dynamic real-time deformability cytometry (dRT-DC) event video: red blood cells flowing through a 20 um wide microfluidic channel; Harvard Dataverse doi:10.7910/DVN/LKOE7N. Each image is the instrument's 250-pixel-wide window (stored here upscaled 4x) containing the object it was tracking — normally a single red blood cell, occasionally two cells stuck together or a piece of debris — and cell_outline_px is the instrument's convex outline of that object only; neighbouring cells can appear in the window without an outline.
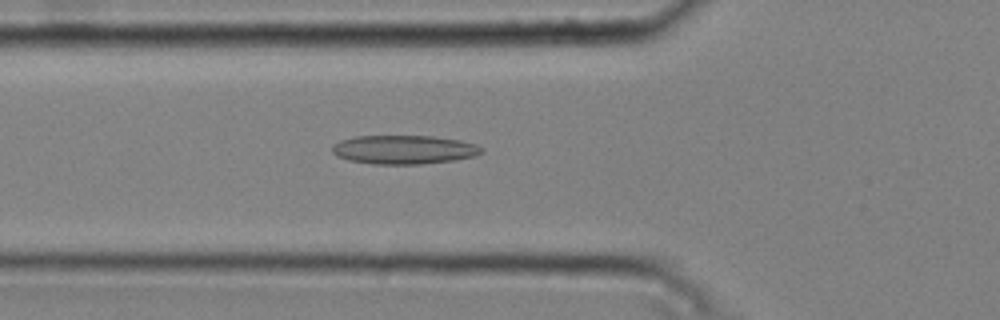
{"species": "common noctule bat (a hibernating species)", "species_latin": "Nyctalus noctula", "temperature_condition": "cold", "stored_images_in_passage": 43, "camera_frame_rate_fps": 3000, "um_per_image_px": 0.085, "animal": {"sex": "male", "body_mass_g": 20.4}, "frame": {"image": 1, "passage_image": 13, "time_ms": 4.0, "image_size_px": [1000, 320], "cell_outline_px": [[484, 152], [476, 156], [456, 160], [420, 164], [372, 164], [348, 160], [336, 156], [332, 152], [332, 144], [340, 140], [356, 136], [432, 136], [460, 140], [476, 144], [484, 148]], "centroid_in_image_um": [34.35, 12.72], "position_along_channel_um": 91.5, "area_um2": 25.37}}
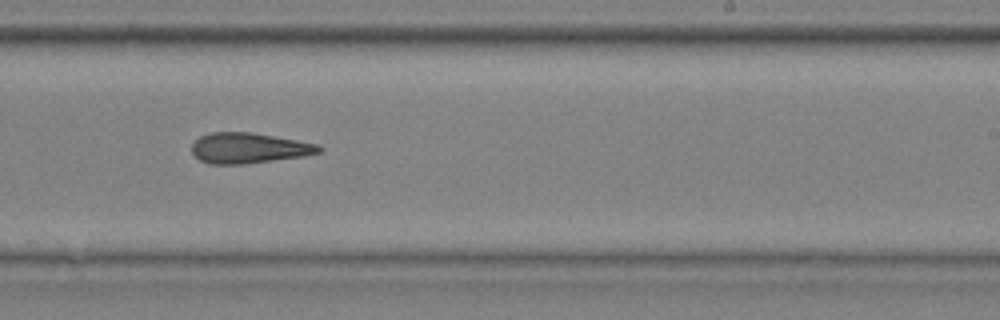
{"frame": {"image": 2, "passage_image": 27, "time_ms": 8.667, "image_size_px": [1000, 320], "cell_outline_px": [[324, 148], [320, 152], [304, 156], [244, 164], [208, 164], [200, 160], [192, 152], [192, 144], [200, 136], [208, 132], [252, 132], [320, 144]], "centroid_in_image_um": [21.16, 12.58], "position_along_channel_um": 267.8, "area_um2": 22.72}}
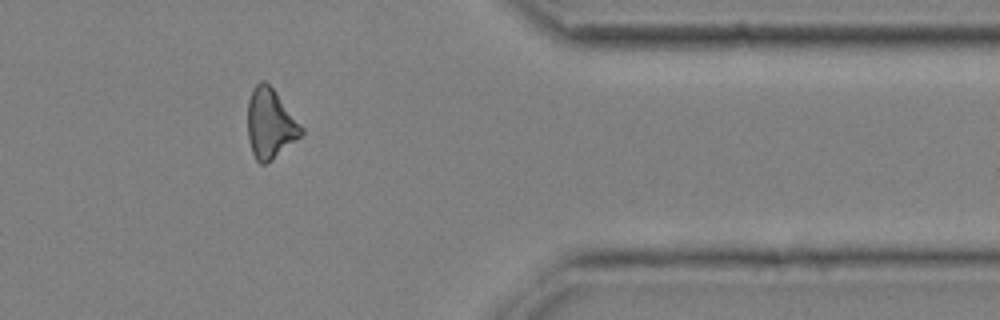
{"frame": {"image": 3, "passage_image": 38, "time_ms": 12.333, "image_size_px": [1000, 320], "cell_outline_px": [[304, 132], [296, 140], [272, 160], [264, 164], [260, 164], [256, 160], [252, 152], [248, 140], [248, 100], [252, 88], [260, 80], [264, 80], [276, 92], [304, 128]], "centroid_in_image_um": [22.96, 10.51], "position_along_channel_um": 388.4, "area_um2": 21.79}, "authors_computed_cell_mechanics": {"area_um2": 23.0044, "velocity_mm_per_s": 3.7806, "shape_relaxation_time_tau1_ms": 5.4559, "shape_relaxation_time_tau2_ms": 6.2993, "deformation_change_tau1": 0.1103, "deformation_change_tau2": 0.1943}}